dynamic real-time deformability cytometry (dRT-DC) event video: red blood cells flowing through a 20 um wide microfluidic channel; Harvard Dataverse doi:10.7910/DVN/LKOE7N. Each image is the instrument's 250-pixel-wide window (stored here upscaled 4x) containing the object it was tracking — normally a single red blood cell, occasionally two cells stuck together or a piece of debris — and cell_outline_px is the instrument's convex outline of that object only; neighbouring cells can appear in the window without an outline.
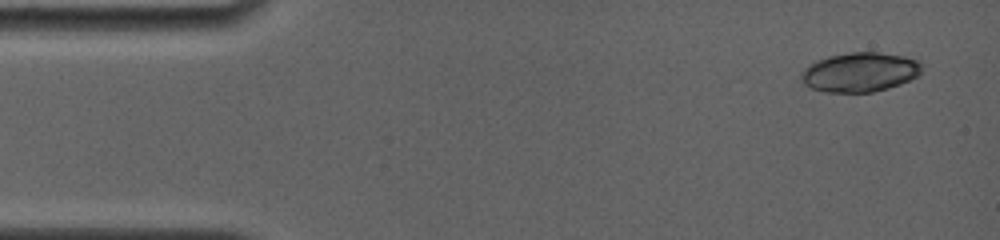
{"species": "common noctule bat (a hibernating species)", "species_latin": "Nyctalus noctula", "temperature_condition": "room temperature", "stored_images_in_passage": 11, "camera_frame_rate_fps": 4000, "um_per_image_px": 0.085, "animal": {"sex": "female", "body_mass_g": 19.0, "forearm_length_mm": 56.7}, "frame": {"image": 1, "passage_image": 1, "time_ms": 0.0, "image_size_px": [1000, 240], "cell_outline_px": [[920, 72], [916, 76], [900, 84], [888, 88], [872, 92], [824, 92], [812, 88], [804, 84], [800, 76], [804, 68], [808, 64], [816, 60], [828, 56], [852, 52], [876, 52], [904, 56], [916, 60], [920, 64]], "centroid_in_image_um": [73.04, 6.13], "position_along_channel_um": 12.0, "area_um2": 27.51}}
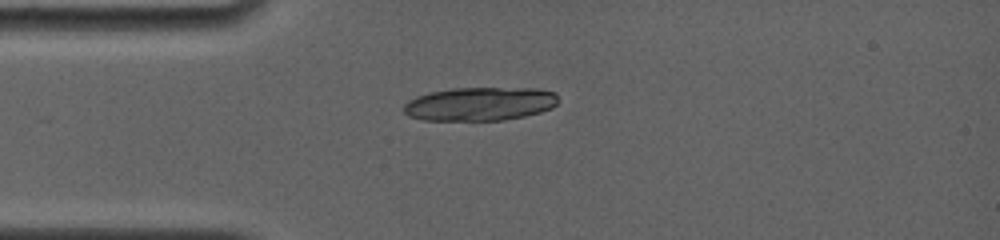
{"frame": {"image": 2, "passage_image": 11, "time_ms": 3.25, "image_size_px": [1000, 240], "cell_outline_px": [[556, 104], [552, 108], [540, 112], [524, 116], [504, 120], [424, 120], [408, 116], [404, 112], [404, 104], [408, 100], [416, 96], [432, 92], [452, 88], [540, 88], [556, 92]], "centroid_in_image_um": [40.79, 8.82], "position_along_channel_um": 44.2, "area_um2": 30.29}}